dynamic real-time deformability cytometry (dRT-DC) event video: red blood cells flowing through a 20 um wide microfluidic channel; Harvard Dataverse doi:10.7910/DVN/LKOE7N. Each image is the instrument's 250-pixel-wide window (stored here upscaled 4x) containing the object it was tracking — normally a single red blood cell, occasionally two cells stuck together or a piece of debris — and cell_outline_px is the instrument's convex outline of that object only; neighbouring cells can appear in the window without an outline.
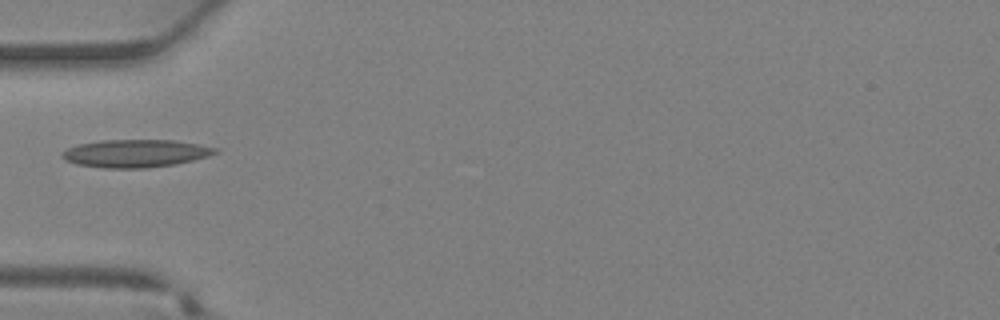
{"species": "Egyptian fruit bat (a non-hibernating species)", "species_latin": "Rousettus aegyptiacus", "temperature_condition": "warm", "stored_images_in_passage": 19, "camera_frame_rate_fps": 3000, "um_per_image_px": 0.085, "animal": {"sex": "female"}, "frame": {"image": 1, "passage_image": 1, "time_ms": 0.0, "image_size_px": [1000, 320], "cell_outline_px": [[220, 152], [208, 156], [176, 164], [148, 168], [104, 168], [76, 164], [64, 160], [60, 156], [68, 148], [80, 144], [100, 140], [176, 140], [200, 144], [220, 148]], "centroid_in_image_um": [11.57, 13.03], "position_along_channel_um": 73.4, "area_um2": 24.97}}
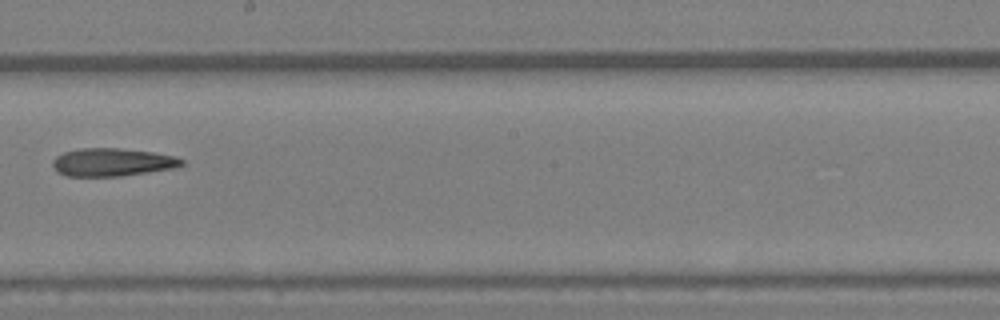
{"frame": {"image": 2, "passage_image": 10, "time_ms": 3.0, "image_size_px": [1000, 320], "cell_outline_px": [[184, 164], [180, 168], [120, 176], [64, 176], [56, 172], [52, 164], [52, 160], [56, 156], [64, 152], [80, 148], [120, 148], [152, 152], [176, 156], [184, 160]], "centroid_in_image_um": [9.57, 13.79], "position_along_channel_um": 238.6, "area_um2": 21.39}}
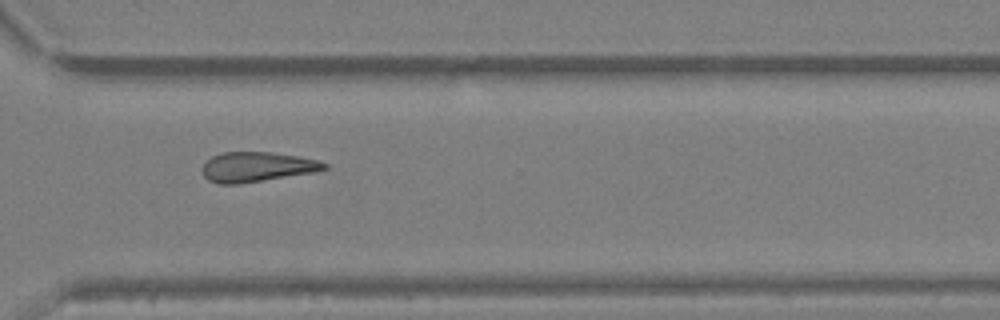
{"frame": {"image": 3, "passage_image": 16, "time_ms": 5.0, "image_size_px": [1000, 320], "cell_outline_px": [[328, 168], [312, 172], [236, 184], [220, 184], [208, 180], [204, 176], [204, 164], [212, 156], [224, 152], [272, 152], [300, 156], [320, 160], [328, 164]], "centroid_in_image_um": [21.87, 14.17], "position_along_channel_um": 348.7, "area_um2": 20.92}}